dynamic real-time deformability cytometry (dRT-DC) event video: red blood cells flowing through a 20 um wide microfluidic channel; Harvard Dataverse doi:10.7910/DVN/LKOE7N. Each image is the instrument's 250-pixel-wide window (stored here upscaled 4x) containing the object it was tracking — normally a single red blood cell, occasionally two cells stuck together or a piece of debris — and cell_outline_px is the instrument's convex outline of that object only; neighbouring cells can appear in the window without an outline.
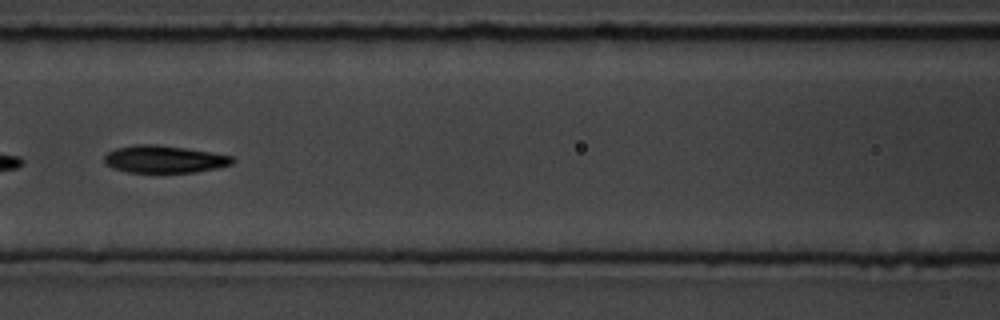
{"species": "common noctule bat (a hibernating species)", "species_latin": "Nyctalus noctula", "temperature_condition": "room temperature", "stored_images_in_passage": 18, "camera_frame_rate_fps": 3000, "um_per_image_px": 0.085, "animal": {"sex": "male", "body_mass_g": 19.5, "forearm_length_mm": 54.6}, "frame": {"image": 1, "passage_image": 8, "time_ms": 8.0, "image_size_px": [1000, 320], "cell_outline_px": [[236, 160], [232, 164], [216, 168], [196, 172], [128, 172], [112, 168], [104, 164], [104, 156], [108, 152], [116, 148], [136, 144], [156, 144], [184, 148], [232, 156]], "centroid_in_image_um": [13.92, 13.53], "position_along_channel_um": 152.7, "area_um2": 20.35}, "authors_computed_cell_mechanics": {"area_um2": 20.5768, "velocity_mm_per_s": 3.594, "shape_relaxation_time_tau1_ms": 2.0814, "shape_relaxation_time_tau2_ms": 1.7469, "deformation_change_tau1": 0.1143, "deformation_change_tau2": 0.0819}}